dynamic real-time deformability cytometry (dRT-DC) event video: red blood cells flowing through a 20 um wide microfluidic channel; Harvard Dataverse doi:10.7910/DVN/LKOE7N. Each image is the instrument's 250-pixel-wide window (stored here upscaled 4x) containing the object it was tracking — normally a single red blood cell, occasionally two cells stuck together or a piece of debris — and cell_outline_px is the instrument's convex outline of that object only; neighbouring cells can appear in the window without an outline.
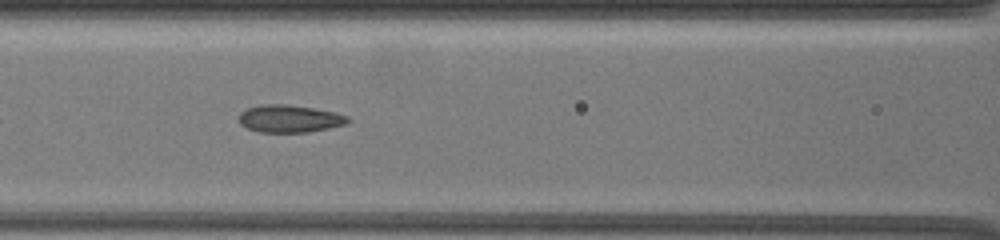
{"species": "common noctule bat (a hibernating species)", "species_latin": "Nyctalus noctula", "temperature_condition": "warm", "stored_images_in_passage": 49, "camera_frame_rate_fps": 3000, "um_per_image_px": 0.085, "animal": {"sex": "female", "body_mass_g": 19.5, "forearm_length_mm": 54.1}, "frame": {"image": 1, "passage_image": 24, "time_ms": 10.0, "image_size_px": [1000, 240], "cell_outline_px": [[352, 120], [344, 124], [328, 128], [308, 132], [260, 132], [248, 128], [240, 124], [236, 120], [236, 116], [240, 112], [248, 108], [260, 104], [288, 104], [336, 112], [348, 116]], "centroid_in_image_um": [24.57, 10.08], "position_along_channel_um": 142.0, "area_um2": 17.63}}
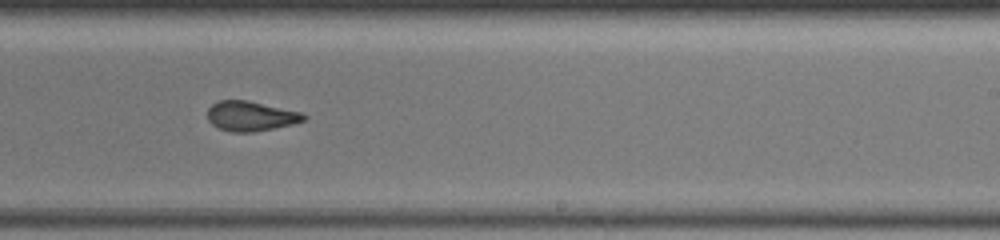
{"frame": {"image": 2, "passage_image": 32, "time_ms": 13.667, "image_size_px": [1000, 240], "cell_outline_px": [[308, 116], [304, 120], [292, 124], [252, 132], [232, 132], [216, 128], [208, 120], [208, 108], [212, 104], [220, 100], [248, 100], [304, 112]], "centroid_in_image_um": [21.32, 9.86], "position_along_channel_um": 267.7, "area_um2": 16.88}}
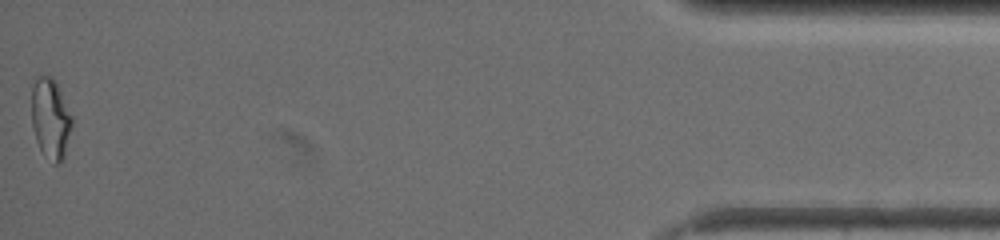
{"frame": {"image": 3, "passage_image": 49, "time_ms": 20.667, "image_size_px": [1000, 240], "cell_outline_px": [[72, 124], [64, 156], [60, 164], [52, 164], [40, 148], [36, 140], [32, 128], [32, 88], [36, 76], [52, 76], [56, 80], [72, 116]], "centroid_in_image_um": [4.29, 10.06], "position_along_channel_um": 430.9, "area_um2": 19.02}, "authors_computed_cell_mechanics": {"area_um2": 17.6868, "velocity_mm_per_s": 3.4384, "shape_relaxation_time_tau1_ms": 8.6983, "shape_relaxation_time_tau2_ms": 1.8775, "deformation_change_tau1": 0.2172, "deformation_change_tau2": 0.1027}}